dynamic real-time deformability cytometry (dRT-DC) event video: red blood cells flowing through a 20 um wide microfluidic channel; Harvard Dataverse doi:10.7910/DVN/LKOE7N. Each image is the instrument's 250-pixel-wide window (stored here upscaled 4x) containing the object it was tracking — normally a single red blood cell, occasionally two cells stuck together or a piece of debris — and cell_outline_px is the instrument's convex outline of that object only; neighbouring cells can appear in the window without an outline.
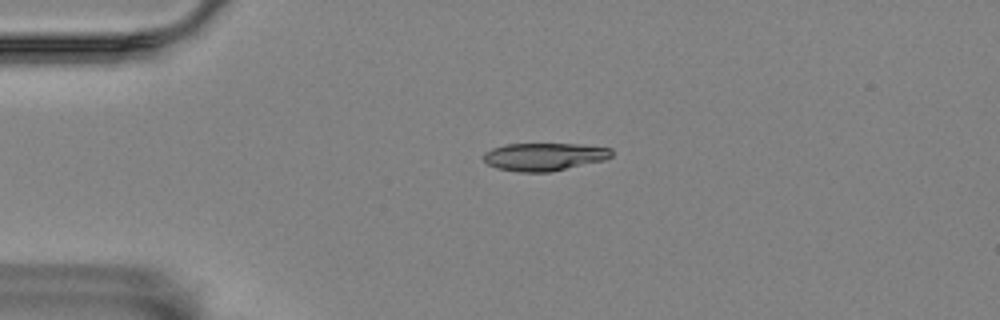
{"species": "Egyptian fruit bat (a non-hibernating species)", "species_latin": "Rousettus aegyptiacus", "temperature_condition": "room temperature", "stored_images_in_passage": 4, "camera_frame_rate_fps": 3000, "um_per_image_px": 0.085, "animal": {"sex": "female"}, "frame": {"image": 1, "passage_image": 3, "time_ms": 0.667, "image_size_px": [1000, 320], "cell_outline_px": [[612, 156], [604, 160], [548, 172], [520, 172], [496, 168], [488, 164], [480, 156], [484, 152], [492, 148], [504, 144], [580, 144], [612, 148]], "centroid_in_image_um": [46.22, 13.31], "position_along_channel_um": 38.8, "area_um2": 20.81}}